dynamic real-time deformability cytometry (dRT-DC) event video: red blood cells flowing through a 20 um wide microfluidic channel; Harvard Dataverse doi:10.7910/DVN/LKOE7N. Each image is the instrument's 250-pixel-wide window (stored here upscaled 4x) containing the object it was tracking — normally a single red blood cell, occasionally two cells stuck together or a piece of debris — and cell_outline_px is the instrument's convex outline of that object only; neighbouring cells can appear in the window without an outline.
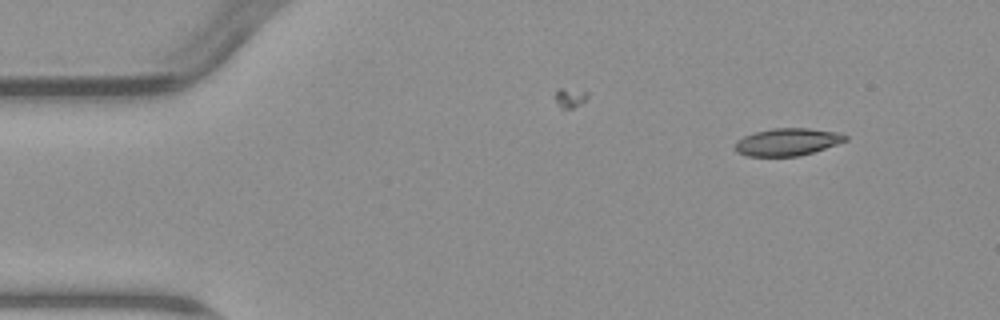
{"species": "common noctule bat (a hibernating species)", "species_latin": "Nyctalus noctula", "temperature_condition": "warm", "stored_images_in_passage": 5, "camera_frame_rate_fps": 3000, "um_per_image_px": 0.085, "animal": {"sex": "male", "body_mass_g": 23.1, "forearm_length_mm": 52.7}, "frame": {"image": 1, "passage_image": 2, "time_ms": 2.333, "image_size_px": [1000, 320], "cell_outline_px": [[848, 140], [812, 152], [796, 156], [748, 156], [736, 152], [736, 140], [752, 132], [772, 128], [808, 128], [836, 132], [848, 136]], "centroid_in_image_um": [66.89, 12.05], "position_along_channel_um": 18.1, "area_um2": 17.51}}
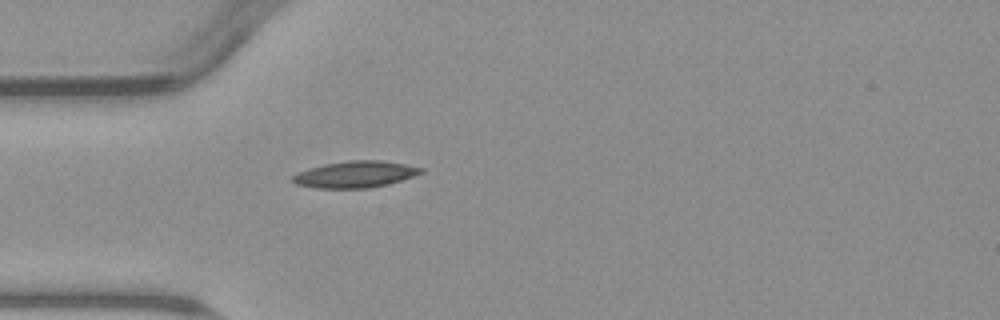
{"frame": {"image": 2, "passage_image": 5, "time_ms": 5.667, "image_size_px": [1000, 320], "cell_outline_px": [[424, 172], [388, 184], [368, 188], [316, 188], [296, 184], [292, 180], [292, 176], [308, 168], [324, 164], [348, 160], [384, 160], [424, 168]], "centroid_in_image_um": [30.2, 14.81], "position_along_channel_um": 54.8, "area_um2": 19.77}}